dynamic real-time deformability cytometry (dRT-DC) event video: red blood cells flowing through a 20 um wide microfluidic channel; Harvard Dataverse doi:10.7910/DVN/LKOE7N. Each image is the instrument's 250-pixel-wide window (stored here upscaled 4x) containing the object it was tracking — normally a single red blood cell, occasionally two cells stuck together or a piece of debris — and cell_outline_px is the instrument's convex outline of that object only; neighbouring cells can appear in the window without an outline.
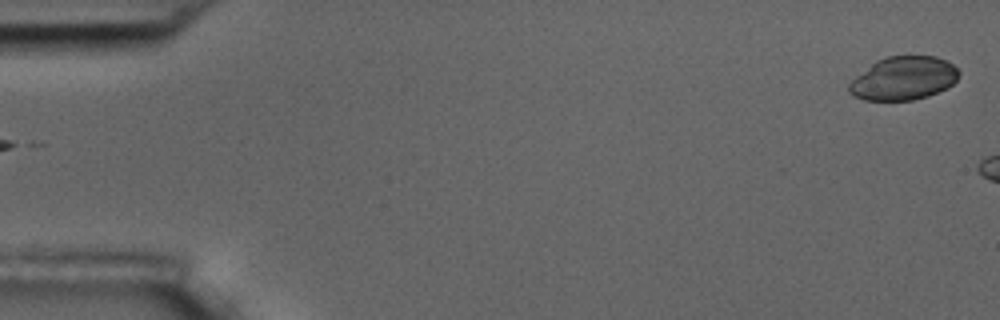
{"species": "common noctule bat (a hibernating species)", "species_latin": "Nyctalus noctula", "temperature_condition": "room temperature", "stored_images_in_passage": 2, "segment_of_instrument_passage": [2, 2], "camera_frame_rate_fps": 3000, "um_per_image_px": 0.085, "animal": {"sex": "male", "body_mass_g": 17.5, "forearm_length_mm": 52.3}, "frame": {"image": 1, "passage_image": 2, "time_ms": 1.333, "image_size_px": [1000, 320], "cell_outline_px": [[960, 72], [956, 80], [948, 88], [928, 96], [912, 100], [864, 100], [852, 96], [848, 92], [848, 84], [856, 76], [876, 60], [888, 56], [936, 56], [952, 64]], "centroid_in_image_um": [76.78, 6.67], "position_along_channel_um": 8.2, "area_um2": 27.8}}